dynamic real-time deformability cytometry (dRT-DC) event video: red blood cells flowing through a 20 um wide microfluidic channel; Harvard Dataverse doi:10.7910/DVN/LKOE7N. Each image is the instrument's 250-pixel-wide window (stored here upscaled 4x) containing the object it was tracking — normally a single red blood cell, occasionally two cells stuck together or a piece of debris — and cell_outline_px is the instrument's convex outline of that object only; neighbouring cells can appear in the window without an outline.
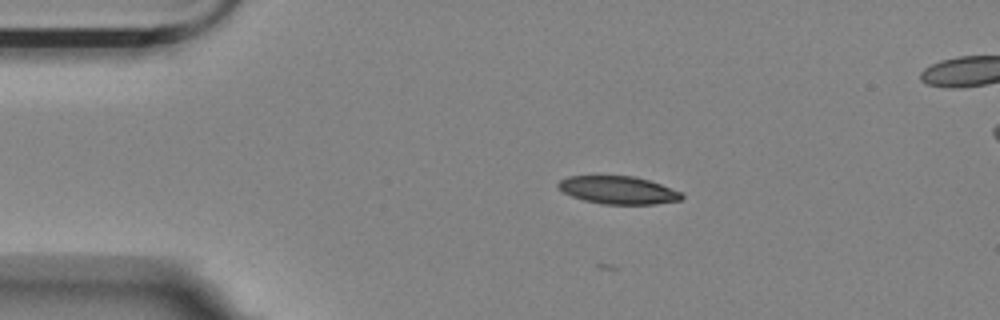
{"species": "Egyptian fruit bat (a non-hibernating species)", "species_latin": "Rousettus aegyptiacus", "temperature_condition": "room temperature", "stored_images_in_passage": 8, "camera_frame_rate_fps": 3000, "um_per_image_px": 0.085, "animal": {"sex": "female"}, "frame": {"image": 1, "passage_image": 2, "time_ms": 0.333, "image_size_px": [1000, 320], "cell_outline_px": [[684, 196], [680, 200], [656, 204], [600, 204], [584, 200], [572, 196], [564, 192], [556, 184], [560, 180], [568, 176], [636, 176], [660, 184], [680, 192]], "centroid_in_image_um": [52.53, 16.16], "position_along_channel_um": 32.5, "area_um2": 19.88}}
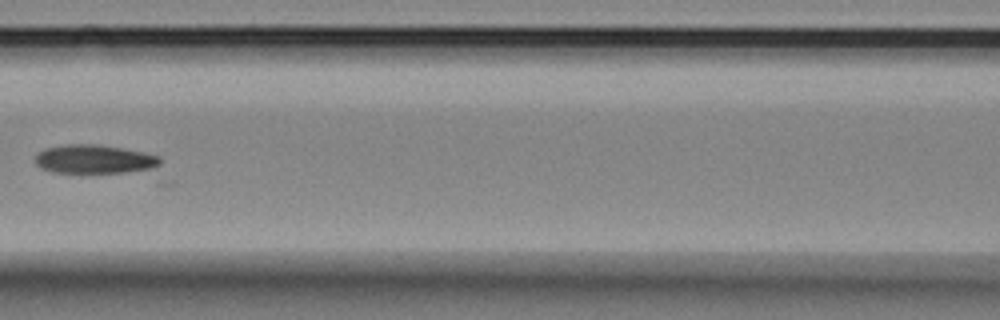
{"frame": {"image": 2, "passage_image": 6, "time_ms": 1.667, "image_size_px": [1000, 320], "cell_outline_px": [[160, 164], [152, 172], [88, 176], [52, 172], [40, 168], [36, 164], [36, 152], [44, 148], [68, 144], [96, 144], [144, 152], [160, 156]], "centroid_in_image_um": [8.09, 13.62], "position_along_channel_um": 158.5, "area_um2": 22.72}}
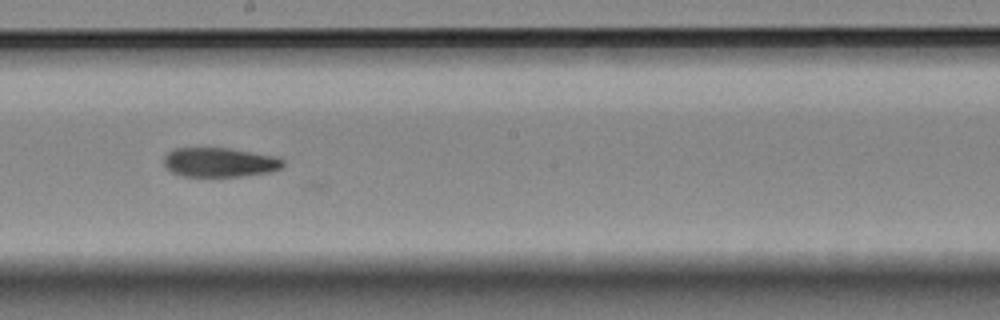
{"frame": {"image": 3, "passage_image": 8, "time_ms": 2.333, "image_size_px": [1000, 320], "cell_outline_px": [[284, 164], [280, 168], [268, 172], [244, 176], [180, 176], [172, 172], [164, 164], [164, 156], [172, 148], [232, 148], [276, 156], [284, 160]], "centroid_in_image_um": [18.66, 13.79], "position_along_channel_um": 229.5, "area_um2": 20.46}}